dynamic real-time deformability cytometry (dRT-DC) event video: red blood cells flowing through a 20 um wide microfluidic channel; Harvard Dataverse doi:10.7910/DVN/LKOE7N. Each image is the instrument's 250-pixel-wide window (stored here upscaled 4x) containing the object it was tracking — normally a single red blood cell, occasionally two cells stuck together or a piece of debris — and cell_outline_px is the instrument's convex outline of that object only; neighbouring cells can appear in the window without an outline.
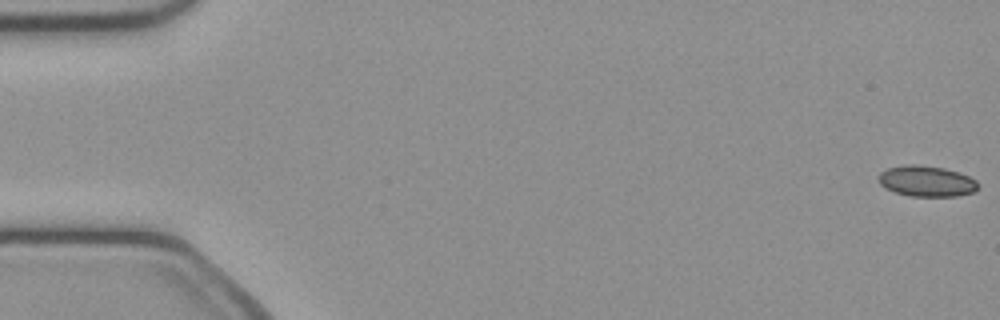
{"species": "common noctule bat (a hibernating species)", "species_latin": "Nyctalus noctula", "temperature_condition": "cold", "stored_images_in_passage": 51, "camera_frame_rate_fps": 3000, "um_per_image_px": 0.085, "animal": {"sex": "female", "body_mass_g": 21.9}, "frame": {"image": 1, "passage_image": 1, "time_ms": 0.0, "image_size_px": [1000, 320], "cell_outline_px": [[976, 188], [972, 192], [956, 196], [908, 196], [896, 192], [880, 184], [880, 172], [888, 168], [904, 164], [916, 164], [944, 168], [968, 176], [976, 180]], "centroid_in_image_um": [78.73, 15.39], "position_along_channel_um": 6.3, "area_um2": 17.51}}
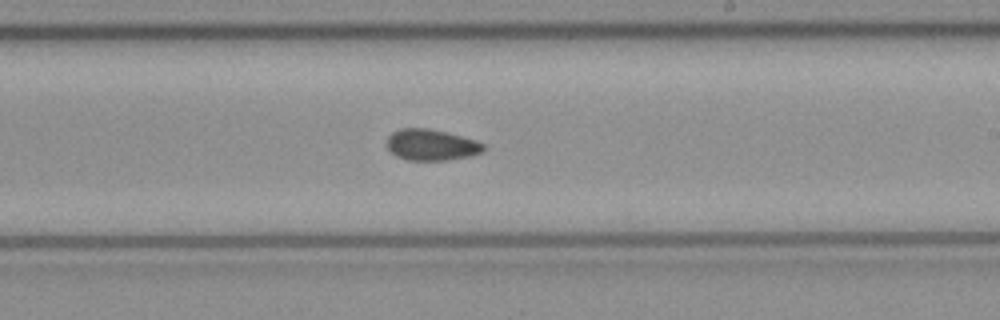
{"frame": {"image": 2, "passage_image": 30, "time_ms": 9.667, "image_size_px": [1000, 320], "cell_outline_px": [[484, 152], [468, 156], [448, 160], [408, 160], [396, 156], [384, 144], [388, 136], [392, 132], [400, 128], [428, 128], [476, 140], [484, 144]], "centroid_in_image_um": [36.62, 12.31], "position_along_channel_um": 252.4, "area_um2": 17.57}}
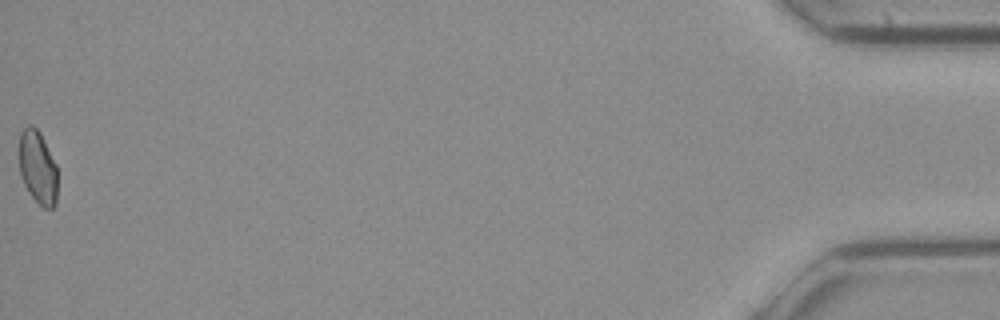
{"frame": {"image": 3, "passage_image": 51, "time_ms": 16.667, "image_size_px": [1000, 320], "cell_outline_px": [[56, 204], [52, 208], [44, 208], [28, 192], [20, 176], [16, 156], [16, 152], [20, 132], [28, 124], [32, 124], [40, 132], [56, 164]], "centroid_in_image_um": [3.13, 14.16], "position_along_channel_um": 432.1, "area_um2": 16.94}, "authors_computed_cell_mechanics": {"area_um2": 17.5712, "velocity_mm_per_s": 4.0843, "shape_relaxation_time_tau1_ms": null, "shape_relaxation_time_tau2_ms": 8.6152, "deformation_change_tau1": null, "deformation_change_tau2": 0.1232}}